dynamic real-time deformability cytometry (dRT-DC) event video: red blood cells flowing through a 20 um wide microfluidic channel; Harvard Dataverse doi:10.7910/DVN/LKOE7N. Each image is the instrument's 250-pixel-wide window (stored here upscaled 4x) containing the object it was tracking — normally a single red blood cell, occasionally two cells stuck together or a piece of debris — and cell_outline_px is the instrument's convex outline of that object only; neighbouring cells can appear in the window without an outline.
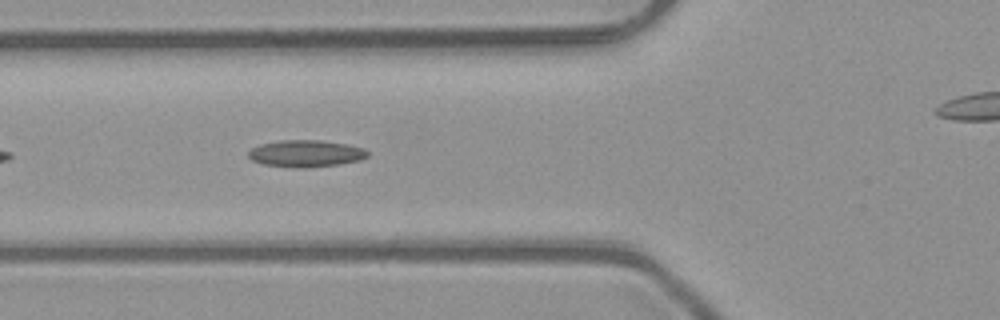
{"species": "common noctule bat (a hibernating species)", "species_latin": "Nyctalus noctula", "temperature_condition": "room temperature", "stored_images_in_passage": 7, "segment_of_instrument_passage": [1, 2], "camera_frame_rate_fps": 3000, "um_per_image_px": 0.085, "animal": {"sex": "male", "body_mass_g": 23.1, "forearm_length_mm": 52.7}, "frame": {"image": 1, "passage_image": 6, "time_ms": 1.667, "image_size_px": [1000, 320], "cell_outline_px": [[368, 156], [360, 160], [340, 164], [304, 168], [296, 168], [264, 164], [252, 160], [248, 156], [248, 152], [252, 148], [260, 144], [280, 140], [324, 140], [348, 144], [364, 148], [368, 152]], "centroid_in_image_um": [26.01, 13.04], "position_along_channel_um": 99.8, "area_um2": 18.79}}